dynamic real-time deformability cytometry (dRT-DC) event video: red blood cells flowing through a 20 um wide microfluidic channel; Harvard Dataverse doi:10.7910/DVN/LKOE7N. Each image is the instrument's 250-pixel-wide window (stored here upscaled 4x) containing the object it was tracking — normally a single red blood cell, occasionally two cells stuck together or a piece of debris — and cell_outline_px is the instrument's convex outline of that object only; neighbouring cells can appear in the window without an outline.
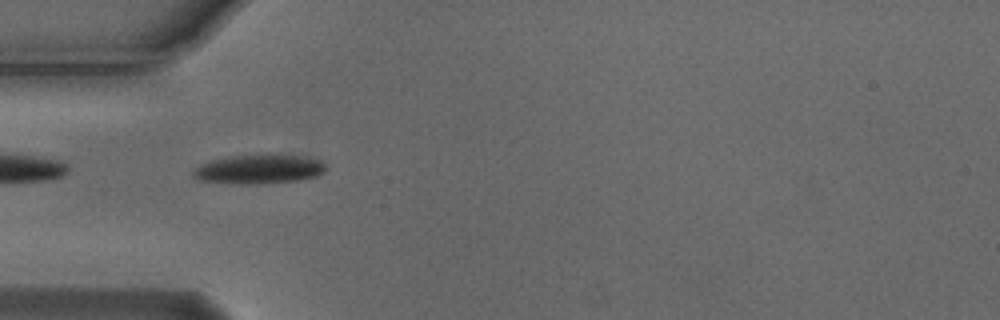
{"species": "Egyptian fruit bat (a non-hibernating species)", "species_latin": "Rousettus aegyptiacus", "temperature_condition": "cold", "stored_images_in_passage": 30, "camera_frame_rate_fps": 3000, "um_per_image_px": 0.085, "animal": {"sex": "male"}, "frame": {"image": 1, "passage_image": 2, "time_ms": 0.333, "image_size_px": [1000, 320], "cell_outline_px": [[328, 168], [324, 172], [316, 176], [300, 180], [256, 184], [236, 184], [200, 180], [192, 176], [192, 172], [200, 164], [212, 160], [232, 156], [296, 156], [320, 160]], "centroid_in_image_um": [22.0, 14.41], "position_along_channel_um": 63.0, "area_um2": 22.02}}
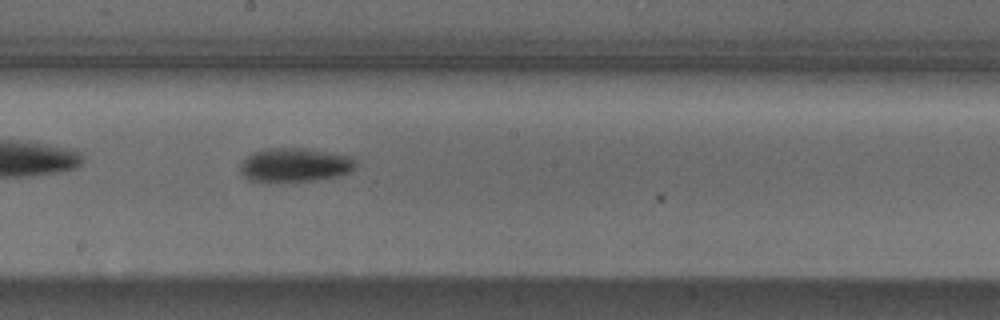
{"frame": {"image": 2, "passage_image": 15, "time_ms": 4.667, "image_size_px": [1000, 320], "cell_outline_px": [[356, 164], [348, 172], [336, 176], [312, 180], [248, 180], [240, 172], [240, 164], [252, 152], [264, 148], [304, 148], [352, 156]], "centroid_in_image_um": [25.03, 13.99], "position_along_channel_um": 223.2, "area_um2": 22.25}}
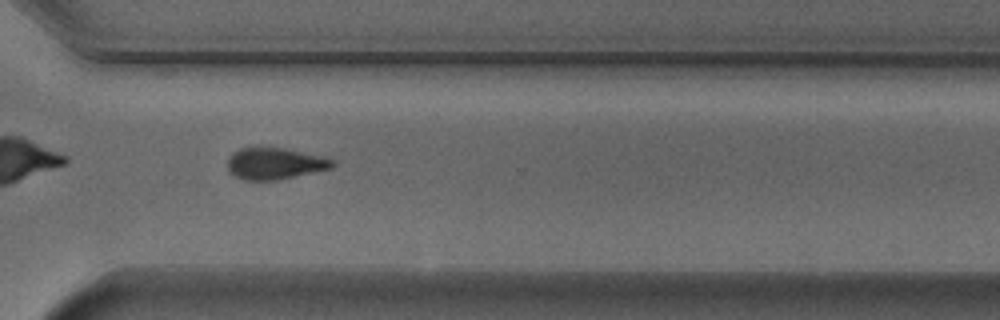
{"frame": {"image": 3, "passage_image": 25, "time_ms": 8.0, "image_size_px": [1000, 320], "cell_outline_px": [[336, 164], [332, 168], [276, 180], [244, 180], [228, 172], [228, 160], [232, 152], [240, 148], [284, 148], [324, 156], [336, 160]], "centroid_in_image_um": [23.39, 13.9], "position_along_channel_um": 347.2, "area_um2": 19.31}, "authors_computed_cell_mechanics": {"area_um2": 21.9351, "velocity_mm_per_s": 3.7297, "shape_relaxation_time_tau1_ms": 3.2016, "shape_relaxation_time_tau2_ms": null, "deformation_change_tau1": 0.1109, "deformation_change_tau2": null}}